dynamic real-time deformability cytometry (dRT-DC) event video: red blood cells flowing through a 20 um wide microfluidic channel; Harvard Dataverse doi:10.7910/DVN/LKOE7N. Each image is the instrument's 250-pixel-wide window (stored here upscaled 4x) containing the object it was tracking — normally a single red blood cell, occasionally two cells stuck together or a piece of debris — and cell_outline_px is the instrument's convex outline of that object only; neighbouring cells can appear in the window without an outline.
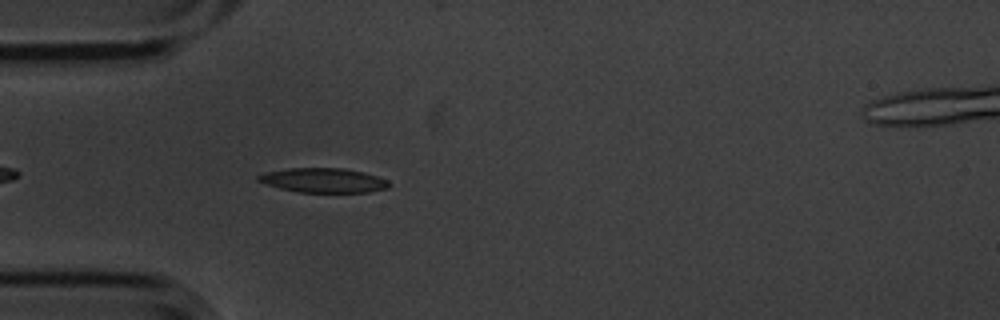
{"species": "common noctule bat (a hibernating species)", "species_latin": "Nyctalus noctula", "temperature_condition": "cold", "stored_images_in_passage": 3, "camera_frame_rate_fps": 3000, "um_per_image_px": 0.085, "animal": {"sex": "male", "body_mass_g": 20.1, "forearm_length_mm": 53.5}, "frame": {"image": 1, "passage_image": 3, "time_ms": 0.667, "image_size_px": [1000, 320], "cell_outline_px": [[392, 184], [388, 188], [368, 192], [300, 192], [280, 188], [256, 180], [256, 176], [264, 172], [288, 168], [344, 168], [364, 172], [388, 180]], "centroid_in_image_um": [27.5, 15.32], "position_along_channel_um": 57.5, "area_um2": 18.67}}